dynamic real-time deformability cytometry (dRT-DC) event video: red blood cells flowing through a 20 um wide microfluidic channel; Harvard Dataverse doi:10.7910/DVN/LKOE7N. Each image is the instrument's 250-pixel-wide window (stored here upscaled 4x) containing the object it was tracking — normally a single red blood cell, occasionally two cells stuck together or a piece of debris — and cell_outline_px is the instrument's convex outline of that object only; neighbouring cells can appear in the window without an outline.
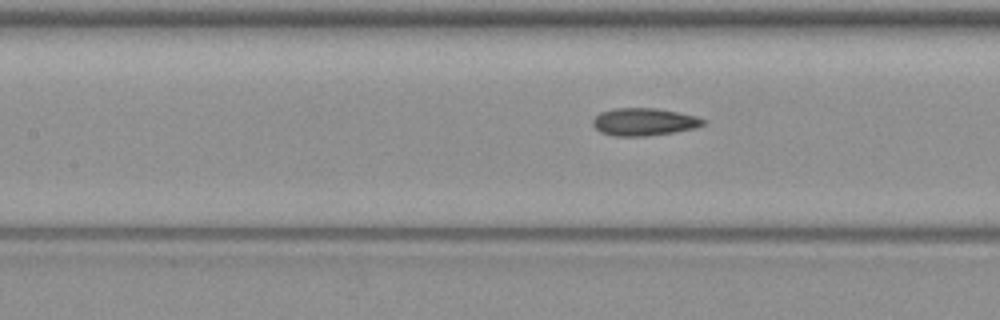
{"species": "common noctule bat (a hibernating species)", "species_latin": "Nyctalus noctula", "temperature_condition": "warm", "stored_images_in_passage": 6, "segment_of_instrument_passage": [2, 2], "camera_frame_rate_fps": 3000, "um_per_image_px": 0.085, "animal": {"sex": "female", "body_mass_g": 19.3, "forearm_length_mm": 54.1}, "frame": {"image": 1, "passage_image": 6, "time_ms": 7.333, "image_size_px": [1000, 320], "cell_outline_px": [[704, 124], [696, 128], [672, 132], [644, 136], [612, 136], [600, 132], [592, 124], [592, 120], [600, 112], [616, 108], [656, 108], [696, 116], [704, 120]], "centroid_in_image_um": [54.7, 10.36], "position_along_channel_um": 152.7, "area_um2": 17.57}}